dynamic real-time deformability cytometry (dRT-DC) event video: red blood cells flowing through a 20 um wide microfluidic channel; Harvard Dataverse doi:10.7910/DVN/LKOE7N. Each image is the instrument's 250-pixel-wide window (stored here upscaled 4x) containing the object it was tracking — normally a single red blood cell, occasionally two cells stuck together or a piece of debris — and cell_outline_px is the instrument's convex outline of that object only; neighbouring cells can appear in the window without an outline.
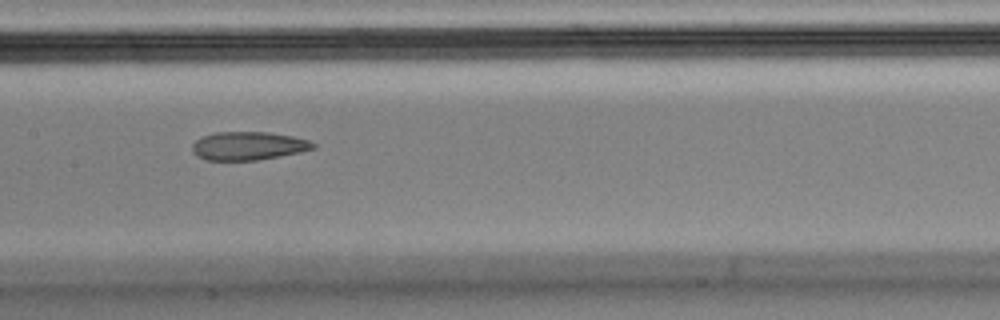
{"species": "Egyptian fruit bat (a non-hibernating species)", "species_latin": "Rousettus aegyptiacus", "temperature_condition": "cold", "stored_images_in_passage": 9, "segment_of_instrument_passage": [1, 2], "camera_frame_rate_fps": 3000, "um_per_image_px": 0.085, "animal": {"sex": "male"}, "frame": {"image": 1, "passage_image": 8, "time_ms": 2.333, "image_size_px": [1000, 320], "cell_outline_px": [[316, 148], [300, 152], [256, 160], [208, 160], [196, 156], [192, 152], [192, 144], [196, 140], [204, 136], [216, 132], [268, 132], [292, 136], [308, 140], [316, 144]], "centroid_in_image_um": [21.1, 12.4], "position_along_channel_um": 186.3, "area_um2": 19.88}}